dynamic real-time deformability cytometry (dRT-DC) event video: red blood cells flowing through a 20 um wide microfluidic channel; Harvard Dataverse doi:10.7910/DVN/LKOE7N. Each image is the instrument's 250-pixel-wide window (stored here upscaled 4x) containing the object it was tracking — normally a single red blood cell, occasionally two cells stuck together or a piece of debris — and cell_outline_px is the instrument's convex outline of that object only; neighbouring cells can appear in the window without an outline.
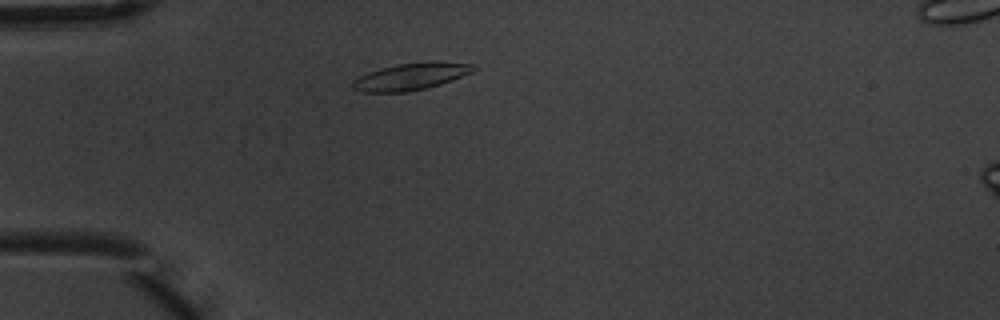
{"species": "common noctule bat (a hibernating species)", "species_latin": "Nyctalus noctula", "temperature_condition": "warm", "stored_images_in_passage": 2, "camera_frame_rate_fps": 3000, "um_per_image_px": 0.085, "animal": {"sex": "male", "body_mass_g": 20.1, "forearm_length_mm": 53.5}, "frame": {"image": 1, "passage_image": 2, "time_ms": 0.333, "image_size_px": [1000, 320], "cell_outline_px": [[476, 68], [472, 72], [452, 80], [440, 84], [424, 88], [404, 92], [364, 92], [352, 88], [352, 84], [360, 76], [368, 72], [380, 68], [396, 64], [476, 64]], "centroid_in_image_um": [34.85, 6.55], "position_along_channel_um": 50.2, "area_um2": 17.86}}